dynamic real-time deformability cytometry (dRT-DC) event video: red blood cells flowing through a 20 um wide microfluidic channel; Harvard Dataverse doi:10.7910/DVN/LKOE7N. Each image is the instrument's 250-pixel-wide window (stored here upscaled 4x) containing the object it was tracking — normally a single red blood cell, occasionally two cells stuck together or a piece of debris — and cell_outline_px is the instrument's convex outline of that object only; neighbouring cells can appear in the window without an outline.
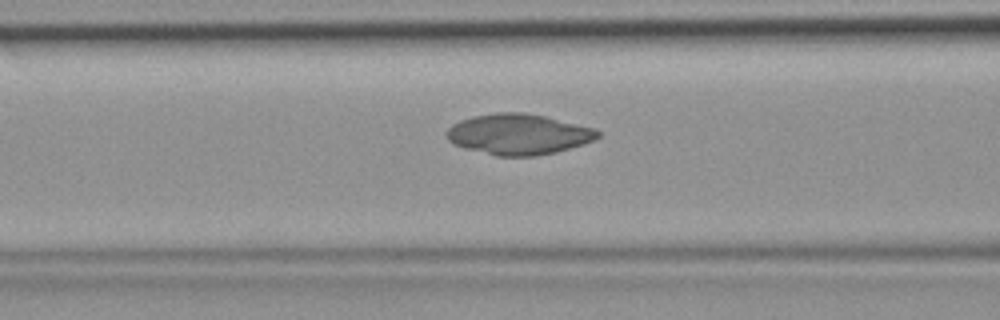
{"species": "common noctule bat (a hibernating species)", "species_latin": "Nyctalus noctula", "temperature_condition": "room temperature", "stored_images_in_passage": 48, "camera_frame_rate_fps": 3000, "um_per_image_px": 0.085, "animal": {"sex": "female", "body_mass_g": 19.9}, "frame": {"image": 1, "passage_image": 19, "time_ms": 6.0, "image_size_px": [1000, 320], "cell_outline_px": [[600, 136], [596, 140], [584, 144], [556, 152], [536, 156], [496, 156], [464, 148], [452, 144], [448, 140], [444, 132], [452, 124], [460, 120], [472, 116], [496, 112], [524, 112], [544, 116], [596, 128], [600, 132]], "centroid_in_image_um": [44.06, 11.41], "position_along_channel_um": 122.5, "area_um2": 36.24}}
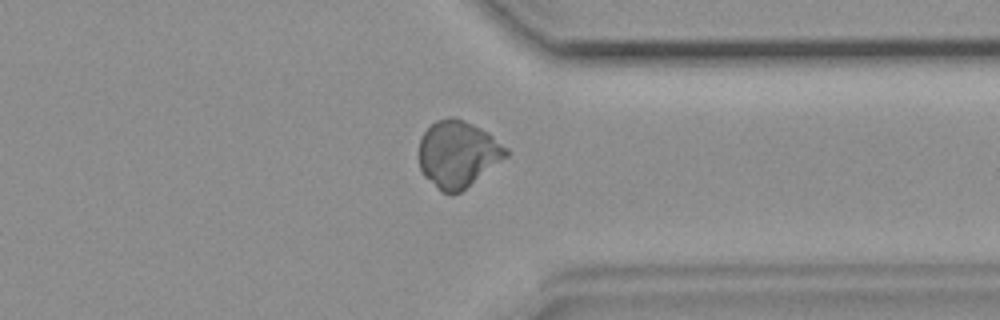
{"frame": {"image": 2, "passage_image": 37, "time_ms": 12.0, "image_size_px": [1000, 320], "cell_outline_px": [[512, 152], [508, 156], [460, 192], [452, 196], [448, 196], [440, 192], [424, 176], [420, 168], [420, 140], [424, 132], [436, 120], [448, 116], [456, 116], [488, 132], [508, 148]], "centroid_in_image_um": [38.93, 13.1], "position_along_channel_um": 372.5, "area_um2": 34.1}}
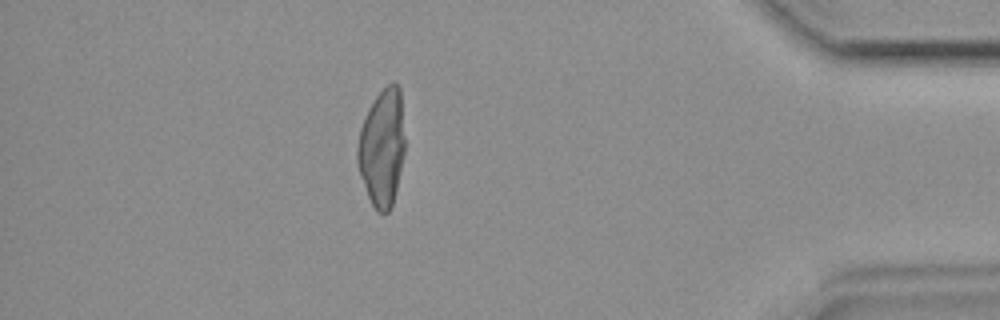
{"frame": {"image": 3, "passage_image": 42, "time_ms": 13.667, "image_size_px": [1000, 320], "cell_outline_px": [[404, 152], [396, 188], [392, 204], [388, 212], [376, 212], [368, 196], [360, 176], [356, 160], [356, 148], [360, 128], [368, 108], [376, 96], [392, 80], [396, 80], [400, 88], [404, 136]], "centroid_in_image_um": [32.45, 12.51], "position_along_channel_um": 402.7, "area_um2": 32.43}}